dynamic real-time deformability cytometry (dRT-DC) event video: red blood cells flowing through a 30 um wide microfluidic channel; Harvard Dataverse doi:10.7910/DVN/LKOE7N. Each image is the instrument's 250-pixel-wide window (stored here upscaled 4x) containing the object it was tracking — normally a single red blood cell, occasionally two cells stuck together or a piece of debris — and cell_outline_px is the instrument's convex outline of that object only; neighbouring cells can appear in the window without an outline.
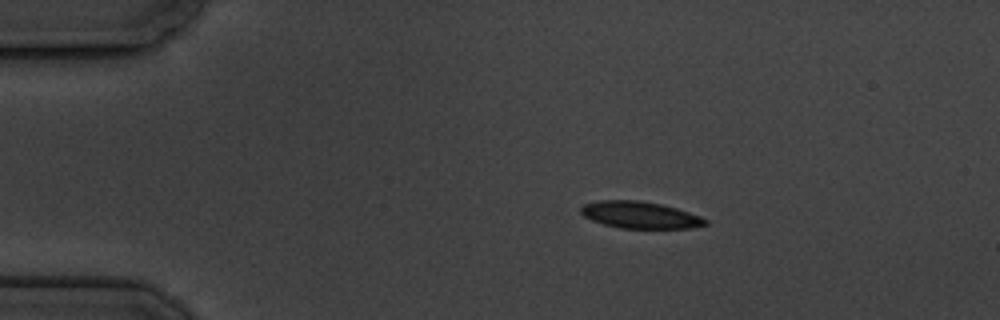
{"species": "common noctule bat (a hibernating species)", "species_latin": "Nyctalus noctula", "temperature_condition": "cold", "stored_images_in_passage": 5, "segment_of_instrument_passage": [1, 2], "camera_frame_rate_fps": 3000, "um_per_image_px": 0.085, "animal": {"sex": "male", "body_mass_g": 19.5, "forearm_length_mm": 54.6}, "frame": {"image": 1, "passage_image": 2, "time_ms": 1.333, "image_size_px": [1000, 320], "cell_outline_px": [[708, 224], [692, 228], [620, 228], [604, 224], [592, 220], [584, 216], [580, 212], [580, 208], [584, 204], [596, 200], [640, 200], [660, 204], [676, 208], [700, 216], [708, 220]], "centroid_in_image_um": [54.39, 18.26], "position_along_channel_um": 30.6, "area_um2": 19.48}}